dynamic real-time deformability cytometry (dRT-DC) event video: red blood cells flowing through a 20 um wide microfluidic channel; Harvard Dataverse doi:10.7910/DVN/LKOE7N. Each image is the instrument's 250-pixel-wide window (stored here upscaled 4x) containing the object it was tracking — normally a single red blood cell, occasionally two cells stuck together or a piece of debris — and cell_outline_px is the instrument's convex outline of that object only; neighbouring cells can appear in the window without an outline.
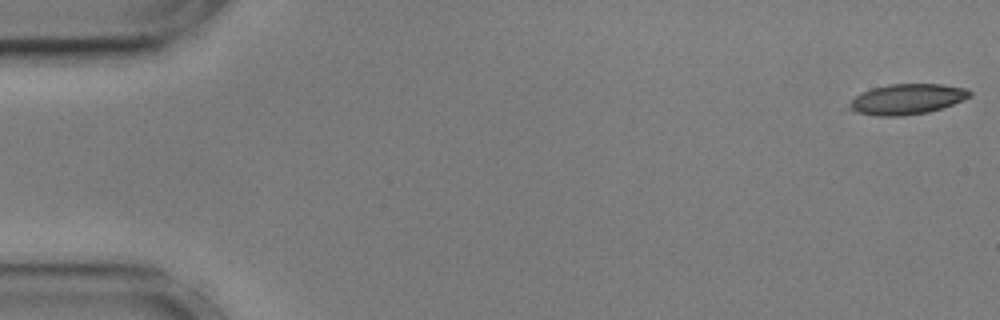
{"species": "common noctule bat (a hibernating species)", "species_latin": "Nyctalus noctula", "temperature_condition": "cold", "stored_images_in_passage": 6, "camera_frame_rate_fps": 3000, "um_per_image_px": 0.085, "animal": {"sex": "male", "body_mass_g": 17.9, "forearm_length_mm": 54.2}, "frame": {"image": 1, "passage_image": 1, "time_ms": 0.0, "image_size_px": [1000, 320], "cell_outline_px": [[972, 96], [964, 100], [928, 112], [904, 116], [880, 116], [856, 112], [844, 108], [860, 92], [872, 88], [888, 84], [940, 84], [968, 88], [972, 92]], "centroid_in_image_um": [77.08, 8.42], "position_along_channel_um": 7.9, "area_um2": 21.56}}